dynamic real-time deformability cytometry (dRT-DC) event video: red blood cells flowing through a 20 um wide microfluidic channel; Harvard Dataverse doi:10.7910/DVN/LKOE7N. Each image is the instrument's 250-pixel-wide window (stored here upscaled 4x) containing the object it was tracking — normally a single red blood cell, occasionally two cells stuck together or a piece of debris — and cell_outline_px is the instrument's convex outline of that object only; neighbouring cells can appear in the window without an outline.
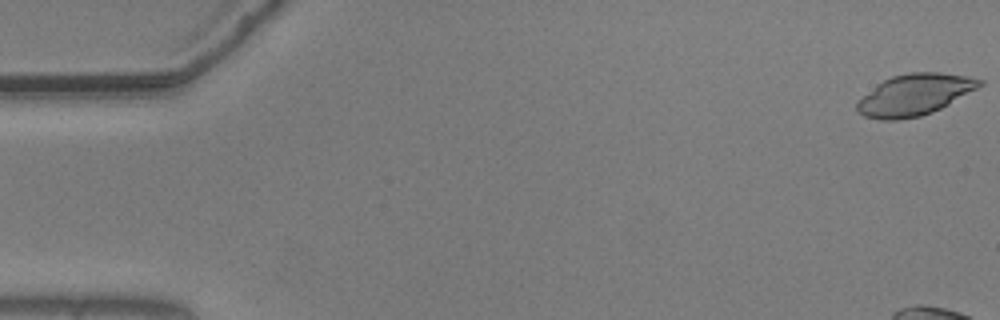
{"species": "common noctule bat (a hibernating species)", "species_latin": "Nyctalus noctula", "temperature_condition": "warm", "stored_images_in_passage": 9, "camera_frame_rate_fps": 3000, "um_per_image_px": 0.085, "animal": {"sex": "male", "body_mass_g": 20.5, "forearm_length_mm": 52.5}, "frame": {"image": 1, "passage_image": 1, "time_ms": 0.0, "image_size_px": [1000, 320], "cell_outline_px": [[984, 84], [948, 104], [932, 112], [920, 116], [900, 120], [880, 120], [864, 116], [856, 108], [856, 104], [864, 96], [884, 80], [892, 76], [908, 72], [940, 72], [968, 76], [984, 80]], "centroid_in_image_um": [77.77, 8.05], "position_along_channel_um": 7.2, "area_um2": 29.13}}